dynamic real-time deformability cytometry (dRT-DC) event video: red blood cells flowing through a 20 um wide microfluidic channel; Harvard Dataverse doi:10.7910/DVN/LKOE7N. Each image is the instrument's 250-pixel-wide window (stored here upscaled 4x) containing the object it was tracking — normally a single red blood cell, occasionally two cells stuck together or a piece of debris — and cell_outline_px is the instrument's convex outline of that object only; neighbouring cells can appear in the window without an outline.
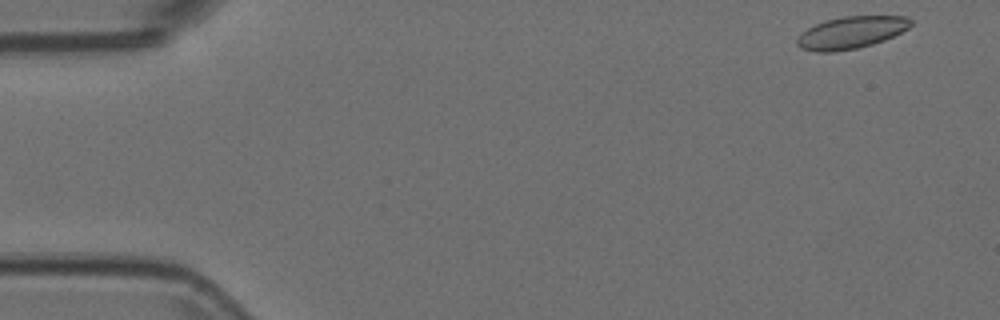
{"species": "Egyptian fruit bat (a non-hibernating species)", "species_latin": "Rousettus aegyptiacus", "temperature_condition": "room temperature", "stored_images_in_passage": 13, "camera_frame_rate_fps": 3000, "um_per_image_px": 0.085, "animal": {"sex": "female"}, "frame": {"image": 1, "passage_image": 1, "time_ms": 0.0, "image_size_px": [1000, 320], "cell_outline_px": [[912, 24], [908, 28], [884, 40], [872, 44], [856, 48], [832, 52], [816, 52], [800, 48], [796, 44], [796, 40], [800, 32], [824, 20], [844, 16], [908, 16], [912, 20]], "centroid_in_image_um": [72.31, 2.76], "position_along_channel_um": 12.7, "area_um2": 21.33}}
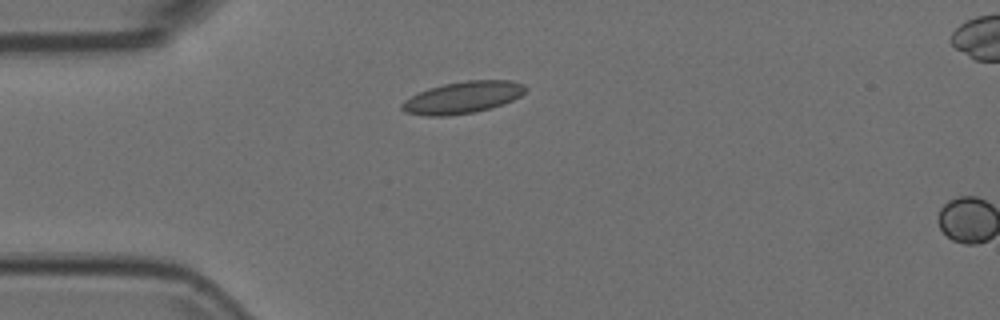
{"frame": {"image": 2, "passage_image": 12, "time_ms": 3.667, "image_size_px": [1000, 320], "cell_outline_px": [[528, 88], [520, 96], [504, 104], [476, 112], [448, 116], [424, 116], [404, 112], [400, 108], [400, 104], [404, 100], [428, 88], [444, 84], [468, 80], [512, 80], [524, 84]], "centroid_in_image_um": [39.33, 8.29], "position_along_channel_um": 45.7, "area_um2": 23.12}}